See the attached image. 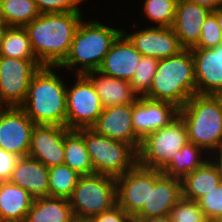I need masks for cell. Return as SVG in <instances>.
Listing matches in <instances>:
<instances>
[{"instance_id": "cell-1", "label": "cell", "mask_w": 222, "mask_h": 222, "mask_svg": "<svg viewBox=\"0 0 222 222\" xmlns=\"http://www.w3.org/2000/svg\"><path fill=\"white\" fill-rule=\"evenodd\" d=\"M80 11L40 14L24 28L33 53L42 66H60L67 58L75 32L83 20Z\"/></svg>"}, {"instance_id": "cell-2", "label": "cell", "mask_w": 222, "mask_h": 222, "mask_svg": "<svg viewBox=\"0 0 222 222\" xmlns=\"http://www.w3.org/2000/svg\"><path fill=\"white\" fill-rule=\"evenodd\" d=\"M54 68L56 66H41L34 73L21 108L36 125L66 127L67 84Z\"/></svg>"}, {"instance_id": "cell-3", "label": "cell", "mask_w": 222, "mask_h": 222, "mask_svg": "<svg viewBox=\"0 0 222 222\" xmlns=\"http://www.w3.org/2000/svg\"><path fill=\"white\" fill-rule=\"evenodd\" d=\"M196 94L194 59L191 49L159 60L156 73L146 98L166 101L181 108Z\"/></svg>"}, {"instance_id": "cell-4", "label": "cell", "mask_w": 222, "mask_h": 222, "mask_svg": "<svg viewBox=\"0 0 222 222\" xmlns=\"http://www.w3.org/2000/svg\"><path fill=\"white\" fill-rule=\"evenodd\" d=\"M189 142L207 151L222 148V106L215 95L194 94L179 108Z\"/></svg>"}, {"instance_id": "cell-5", "label": "cell", "mask_w": 222, "mask_h": 222, "mask_svg": "<svg viewBox=\"0 0 222 222\" xmlns=\"http://www.w3.org/2000/svg\"><path fill=\"white\" fill-rule=\"evenodd\" d=\"M122 31L105 26L97 20L89 23L82 20L75 32L70 52L58 68L72 69L78 65L80 68H77V75L98 70L112 43Z\"/></svg>"}, {"instance_id": "cell-6", "label": "cell", "mask_w": 222, "mask_h": 222, "mask_svg": "<svg viewBox=\"0 0 222 222\" xmlns=\"http://www.w3.org/2000/svg\"><path fill=\"white\" fill-rule=\"evenodd\" d=\"M78 130L84 136L94 174L117 178L138 164V151L133 146L99 135L91 128Z\"/></svg>"}, {"instance_id": "cell-7", "label": "cell", "mask_w": 222, "mask_h": 222, "mask_svg": "<svg viewBox=\"0 0 222 222\" xmlns=\"http://www.w3.org/2000/svg\"><path fill=\"white\" fill-rule=\"evenodd\" d=\"M68 200L77 222H85L117 205L116 179L100 174L80 176Z\"/></svg>"}, {"instance_id": "cell-8", "label": "cell", "mask_w": 222, "mask_h": 222, "mask_svg": "<svg viewBox=\"0 0 222 222\" xmlns=\"http://www.w3.org/2000/svg\"><path fill=\"white\" fill-rule=\"evenodd\" d=\"M189 142L185 123L178 115L168 125L148 134L138 151V164L144 168L163 171L173 155Z\"/></svg>"}, {"instance_id": "cell-9", "label": "cell", "mask_w": 222, "mask_h": 222, "mask_svg": "<svg viewBox=\"0 0 222 222\" xmlns=\"http://www.w3.org/2000/svg\"><path fill=\"white\" fill-rule=\"evenodd\" d=\"M76 82L66 88V127L90 128L104 107L92 82L85 75H76Z\"/></svg>"}, {"instance_id": "cell-10", "label": "cell", "mask_w": 222, "mask_h": 222, "mask_svg": "<svg viewBox=\"0 0 222 222\" xmlns=\"http://www.w3.org/2000/svg\"><path fill=\"white\" fill-rule=\"evenodd\" d=\"M41 66L37 59L0 56V107H21L31 78Z\"/></svg>"}, {"instance_id": "cell-11", "label": "cell", "mask_w": 222, "mask_h": 222, "mask_svg": "<svg viewBox=\"0 0 222 222\" xmlns=\"http://www.w3.org/2000/svg\"><path fill=\"white\" fill-rule=\"evenodd\" d=\"M163 174L162 171L148 169L137 164L116 179L117 205L132 219L143 209L150 196V185Z\"/></svg>"}, {"instance_id": "cell-12", "label": "cell", "mask_w": 222, "mask_h": 222, "mask_svg": "<svg viewBox=\"0 0 222 222\" xmlns=\"http://www.w3.org/2000/svg\"><path fill=\"white\" fill-rule=\"evenodd\" d=\"M35 125L21 107H0V148L19 157L28 156Z\"/></svg>"}, {"instance_id": "cell-13", "label": "cell", "mask_w": 222, "mask_h": 222, "mask_svg": "<svg viewBox=\"0 0 222 222\" xmlns=\"http://www.w3.org/2000/svg\"><path fill=\"white\" fill-rule=\"evenodd\" d=\"M179 108L166 101L139 96L132 103V123L136 135L143 140L148 134L168 125L178 116Z\"/></svg>"}, {"instance_id": "cell-14", "label": "cell", "mask_w": 222, "mask_h": 222, "mask_svg": "<svg viewBox=\"0 0 222 222\" xmlns=\"http://www.w3.org/2000/svg\"><path fill=\"white\" fill-rule=\"evenodd\" d=\"M96 133L133 146L139 151L142 140L132 123V103L104 108L90 127Z\"/></svg>"}, {"instance_id": "cell-15", "label": "cell", "mask_w": 222, "mask_h": 222, "mask_svg": "<svg viewBox=\"0 0 222 222\" xmlns=\"http://www.w3.org/2000/svg\"><path fill=\"white\" fill-rule=\"evenodd\" d=\"M122 33L142 56H150L161 60L172 57L184 49L172 27L154 26L130 34L124 31Z\"/></svg>"}, {"instance_id": "cell-16", "label": "cell", "mask_w": 222, "mask_h": 222, "mask_svg": "<svg viewBox=\"0 0 222 222\" xmlns=\"http://www.w3.org/2000/svg\"><path fill=\"white\" fill-rule=\"evenodd\" d=\"M196 94L216 95L222 90V43L213 48H191Z\"/></svg>"}, {"instance_id": "cell-17", "label": "cell", "mask_w": 222, "mask_h": 222, "mask_svg": "<svg viewBox=\"0 0 222 222\" xmlns=\"http://www.w3.org/2000/svg\"><path fill=\"white\" fill-rule=\"evenodd\" d=\"M65 126L35 125L28 156L47 168L64 164Z\"/></svg>"}, {"instance_id": "cell-18", "label": "cell", "mask_w": 222, "mask_h": 222, "mask_svg": "<svg viewBox=\"0 0 222 222\" xmlns=\"http://www.w3.org/2000/svg\"><path fill=\"white\" fill-rule=\"evenodd\" d=\"M142 54L121 33L112 43L98 71L112 78L131 81Z\"/></svg>"}, {"instance_id": "cell-19", "label": "cell", "mask_w": 222, "mask_h": 222, "mask_svg": "<svg viewBox=\"0 0 222 222\" xmlns=\"http://www.w3.org/2000/svg\"><path fill=\"white\" fill-rule=\"evenodd\" d=\"M212 10L187 0H179L176 5L173 30L184 49L198 44L202 24Z\"/></svg>"}, {"instance_id": "cell-20", "label": "cell", "mask_w": 222, "mask_h": 222, "mask_svg": "<svg viewBox=\"0 0 222 222\" xmlns=\"http://www.w3.org/2000/svg\"><path fill=\"white\" fill-rule=\"evenodd\" d=\"M181 197V179L162 174L154 185H150L148 202L133 220L139 222L149 217L168 216Z\"/></svg>"}, {"instance_id": "cell-21", "label": "cell", "mask_w": 222, "mask_h": 222, "mask_svg": "<svg viewBox=\"0 0 222 222\" xmlns=\"http://www.w3.org/2000/svg\"><path fill=\"white\" fill-rule=\"evenodd\" d=\"M26 190L35 198L48 197V168L29 156L20 157L8 180Z\"/></svg>"}, {"instance_id": "cell-22", "label": "cell", "mask_w": 222, "mask_h": 222, "mask_svg": "<svg viewBox=\"0 0 222 222\" xmlns=\"http://www.w3.org/2000/svg\"><path fill=\"white\" fill-rule=\"evenodd\" d=\"M85 76L92 82L104 108L134 103L138 99L129 81L112 78L98 70Z\"/></svg>"}, {"instance_id": "cell-23", "label": "cell", "mask_w": 222, "mask_h": 222, "mask_svg": "<svg viewBox=\"0 0 222 222\" xmlns=\"http://www.w3.org/2000/svg\"><path fill=\"white\" fill-rule=\"evenodd\" d=\"M33 200L23 188L0 181V222H24Z\"/></svg>"}, {"instance_id": "cell-24", "label": "cell", "mask_w": 222, "mask_h": 222, "mask_svg": "<svg viewBox=\"0 0 222 222\" xmlns=\"http://www.w3.org/2000/svg\"><path fill=\"white\" fill-rule=\"evenodd\" d=\"M24 222H77L68 199L35 198Z\"/></svg>"}, {"instance_id": "cell-25", "label": "cell", "mask_w": 222, "mask_h": 222, "mask_svg": "<svg viewBox=\"0 0 222 222\" xmlns=\"http://www.w3.org/2000/svg\"><path fill=\"white\" fill-rule=\"evenodd\" d=\"M212 159L213 157H207L206 162L181 179L182 197L197 202L222 183L216 167L211 162Z\"/></svg>"}, {"instance_id": "cell-26", "label": "cell", "mask_w": 222, "mask_h": 222, "mask_svg": "<svg viewBox=\"0 0 222 222\" xmlns=\"http://www.w3.org/2000/svg\"><path fill=\"white\" fill-rule=\"evenodd\" d=\"M64 164L80 176L93 175L94 169L84 142V136L78 129L65 127Z\"/></svg>"}, {"instance_id": "cell-27", "label": "cell", "mask_w": 222, "mask_h": 222, "mask_svg": "<svg viewBox=\"0 0 222 222\" xmlns=\"http://www.w3.org/2000/svg\"><path fill=\"white\" fill-rule=\"evenodd\" d=\"M39 15L35 0H0V20L10 27H25Z\"/></svg>"}, {"instance_id": "cell-28", "label": "cell", "mask_w": 222, "mask_h": 222, "mask_svg": "<svg viewBox=\"0 0 222 222\" xmlns=\"http://www.w3.org/2000/svg\"><path fill=\"white\" fill-rule=\"evenodd\" d=\"M202 150L201 147L188 142L173 155L172 162L162 171L163 174L182 179L207 161L201 158L203 157L201 152H204Z\"/></svg>"}, {"instance_id": "cell-29", "label": "cell", "mask_w": 222, "mask_h": 222, "mask_svg": "<svg viewBox=\"0 0 222 222\" xmlns=\"http://www.w3.org/2000/svg\"><path fill=\"white\" fill-rule=\"evenodd\" d=\"M0 56L36 59L24 27H9L0 47Z\"/></svg>"}, {"instance_id": "cell-30", "label": "cell", "mask_w": 222, "mask_h": 222, "mask_svg": "<svg viewBox=\"0 0 222 222\" xmlns=\"http://www.w3.org/2000/svg\"><path fill=\"white\" fill-rule=\"evenodd\" d=\"M80 175L66 164L48 168L49 196L69 199Z\"/></svg>"}, {"instance_id": "cell-31", "label": "cell", "mask_w": 222, "mask_h": 222, "mask_svg": "<svg viewBox=\"0 0 222 222\" xmlns=\"http://www.w3.org/2000/svg\"><path fill=\"white\" fill-rule=\"evenodd\" d=\"M177 0H145L144 13L156 22L158 27H172L175 19Z\"/></svg>"}, {"instance_id": "cell-32", "label": "cell", "mask_w": 222, "mask_h": 222, "mask_svg": "<svg viewBox=\"0 0 222 222\" xmlns=\"http://www.w3.org/2000/svg\"><path fill=\"white\" fill-rule=\"evenodd\" d=\"M159 60L150 56H142L130 81L133 91L144 96L150 89Z\"/></svg>"}, {"instance_id": "cell-33", "label": "cell", "mask_w": 222, "mask_h": 222, "mask_svg": "<svg viewBox=\"0 0 222 222\" xmlns=\"http://www.w3.org/2000/svg\"><path fill=\"white\" fill-rule=\"evenodd\" d=\"M171 222H210L198 203L181 197L169 212Z\"/></svg>"}, {"instance_id": "cell-34", "label": "cell", "mask_w": 222, "mask_h": 222, "mask_svg": "<svg viewBox=\"0 0 222 222\" xmlns=\"http://www.w3.org/2000/svg\"><path fill=\"white\" fill-rule=\"evenodd\" d=\"M206 219L219 222L222 218V183L197 201Z\"/></svg>"}, {"instance_id": "cell-35", "label": "cell", "mask_w": 222, "mask_h": 222, "mask_svg": "<svg viewBox=\"0 0 222 222\" xmlns=\"http://www.w3.org/2000/svg\"><path fill=\"white\" fill-rule=\"evenodd\" d=\"M222 43V34L216 18V10L212 11L202 24L198 44L193 48H213Z\"/></svg>"}, {"instance_id": "cell-36", "label": "cell", "mask_w": 222, "mask_h": 222, "mask_svg": "<svg viewBox=\"0 0 222 222\" xmlns=\"http://www.w3.org/2000/svg\"><path fill=\"white\" fill-rule=\"evenodd\" d=\"M40 14L80 11L82 0H35Z\"/></svg>"}, {"instance_id": "cell-37", "label": "cell", "mask_w": 222, "mask_h": 222, "mask_svg": "<svg viewBox=\"0 0 222 222\" xmlns=\"http://www.w3.org/2000/svg\"><path fill=\"white\" fill-rule=\"evenodd\" d=\"M133 219L118 205L109 211L90 217L85 222H131Z\"/></svg>"}, {"instance_id": "cell-38", "label": "cell", "mask_w": 222, "mask_h": 222, "mask_svg": "<svg viewBox=\"0 0 222 222\" xmlns=\"http://www.w3.org/2000/svg\"><path fill=\"white\" fill-rule=\"evenodd\" d=\"M20 157L0 148V181H8Z\"/></svg>"}, {"instance_id": "cell-39", "label": "cell", "mask_w": 222, "mask_h": 222, "mask_svg": "<svg viewBox=\"0 0 222 222\" xmlns=\"http://www.w3.org/2000/svg\"><path fill=\"white\" fill-rule=\"evenodd\" d=\"M193 3H197L212 11L222 7V0H187Z\"/></svg>"}, {"instance_id": "cell-40", "label": "cell", "mask_w": 222, "mask_h": 222, "mask_svg": "<svg viewBox=\"0 0 222 222\" xmlns=\"http://www.w3.org/2000/svg\"><path fill=\"white\" fill-rule=\"evenodd\" d=\"M216 152V153H215ZM212 152L214 153V156L216 155V158L213 159L211 162L213 163V165L216 167L218 174L221 178L222 181V148L218 149L217 151ZM218 152V153H217ZM218 155V157H217ZM215 160V161H214Z\"/></svg>"}, {"instance_id": "cell-41", "label": "cell", "mask_w": 222, "mask_h": 222, "mask_svg": "<svg viewBox=\"0 0 222 222\" xmlns=\"http://www.w3.org/2000/svg\"><path fill=\"white\" fill-rule=\"evenodd\" d=\"M139 222H171V220L169 216H156V217L141 219Z\"/></svg>"}, {"instance_id": "cell-42", "label": "cell", "mask_w": 222, "mask_h": 222, "mask_svg": "<svg viewBox=\"0 0 222 222\" xmlns=\"http://www.w3.org/2000/svg\"><path fill=\"white\" fill-rule=\"evenodd\" d=\"M9 27L10 26L7 25L4 21L0 20V47Z\"/></svg>"}, {"instance_id": "cell-43", "label": "cell", "mask_w": 222, "mask_h": 222, "mask_svg": "<svg viewBox=\"0 0 222 222\" xmlns=\"http://www.w3.org/2000/svg\"><path fill=\"white\" fill-rule=\"evenodd\" d=\"M216 18L222 34V7L216 9Z\"/></svg>"}, {"instance_id": "cell-44", "label": "cell", "mask_w": 222, "mask_h": 222, "mask_svg": "<svg viewBox=\"0 0 222 222\" xmlns=\"http://www.w3.org/2000/svg\"><path fill=\"white\" fill-rule=\"evenodd\" d=\"M215 96L219 99L222 106V90H220Z\"/></svg>"}]
</instances>
